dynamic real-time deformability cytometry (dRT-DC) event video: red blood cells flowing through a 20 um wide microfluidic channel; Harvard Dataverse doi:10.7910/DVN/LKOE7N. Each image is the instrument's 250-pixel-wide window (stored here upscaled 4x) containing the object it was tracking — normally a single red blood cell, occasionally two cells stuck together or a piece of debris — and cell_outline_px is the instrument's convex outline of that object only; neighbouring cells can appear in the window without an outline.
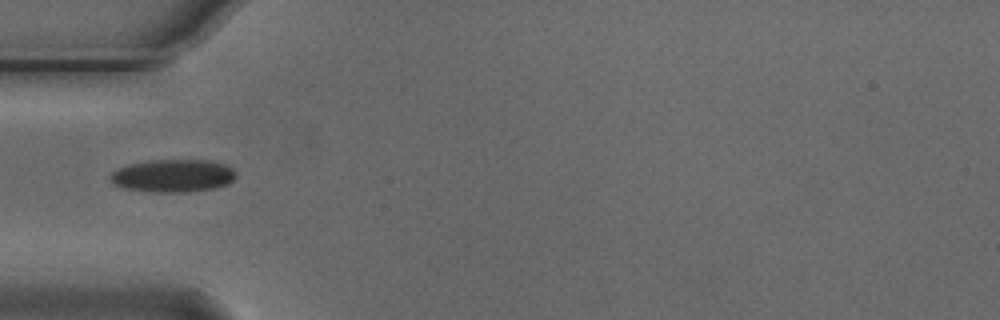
{"species": "Egyptian fruit bat (a non-hibernating species)", "species_latin": "Rousettus aegyptiacus", "temperature_condition": "cold", "stored_images_in_passage": 5, "camera_frame_rate_fps": 3000, "um_per_image_px": 0.085, "animal": {"sex": "male"}, "frame": {"image": 1, "passage_image": 1, "time_ms": 0.0, "image_size_px": [1000, 320], "cell_outline_px": [[236, 176], [228, 184], [216, 188], [188, 192], [156, 192], [124, 188], [112, 184], [108, 180], [108, 176], [112, 172], [128, 164], [148, 160], [212, 160], [224, 164], [232, 168], [236, 172]], "centroid_in_image_um": [14.69, 14.93], "position_along_channel_um": 70.3, "area_um2": 24.28}}
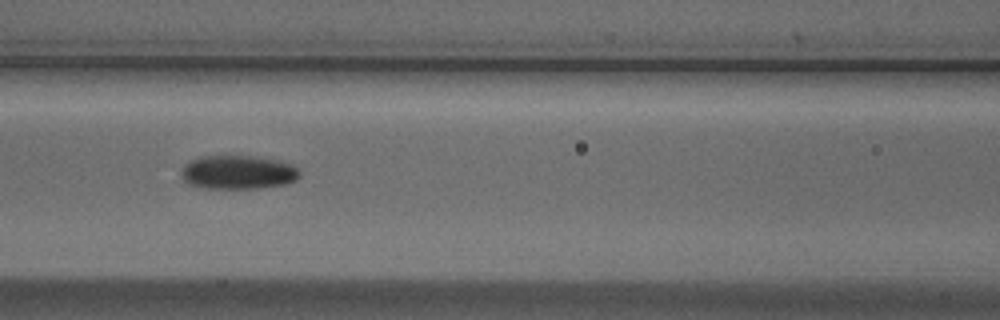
{"frame": {"image": 2, "passage_image": 3, "time_ms": 0.667, "image_size_px": [1000, 320], "cell_outline_px": [[300, 176], [296, 180], [284, 184], [256, 188], [204, 188], [188, 184], [180, 176], [180, 168], [184, 164], [200, 156], [248, 156], [272, 160], [292, 164], [300, 172]], "centroid_in_image_um": [20.16, 14.65], "position_along_channel_um": 146.4, "area_um2": 23.18}}
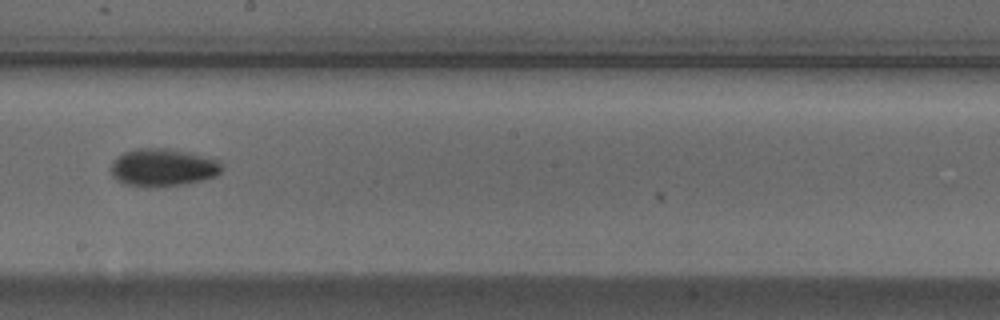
{"frame": {"image": 3, "passage_image": 5, "time_ms": 1.333, "image_size_px": [1000, 320], "cell_outline_px": [[224, 168], [216, 176], [204, 180], [184, 184], [152, 188], [144, 188], [124, 184], [116, 180], [112, 176], [108, 168], [112, 160], [124, 152], [136, 148], [168, 148], [188, 152], [216, 160]], "centroid_in_image_um": [13.77, 14.26], "position_along_channel_um": 234.4, "area_um2": 24.85}}